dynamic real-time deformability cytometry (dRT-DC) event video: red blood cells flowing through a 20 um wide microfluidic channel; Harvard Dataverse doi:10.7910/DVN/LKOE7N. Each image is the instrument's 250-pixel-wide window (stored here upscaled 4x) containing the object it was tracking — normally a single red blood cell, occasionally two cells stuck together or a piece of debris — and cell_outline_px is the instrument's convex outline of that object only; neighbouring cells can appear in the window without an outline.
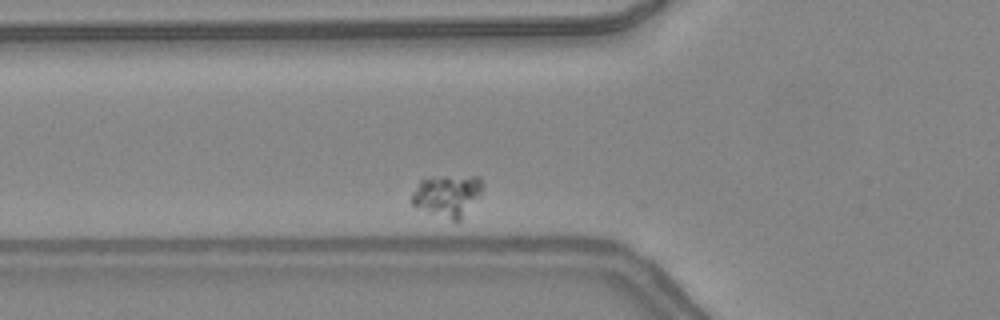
{"species": "common noctule bat (a hibernating species)", "species_latin": "Nyctalus noctula", "temperature_condition": "warm", "stored_images_in_passage": 30, "camera_frame_rate_fps": 3000, "um_per_image_px": 0.085, "animal": {"sex": "female", "body_mass_g": 24.6, "forearm_length_mm": 56.2}, "frame": {"image": 1, "passage_image": 5, "time_ms": 1.333, "image_size_px": [1000, 320], "cell_outline_px": [[484, 184], [480, 196], [460, 220], [452, 220], [412, 204], [412, 192], [420, 180], [432, 176], [480, 176]], "centroid_in_image_um": [38.07, 16.56], "position_along_channel_um": 87.7, "area_um2": 17.11}}
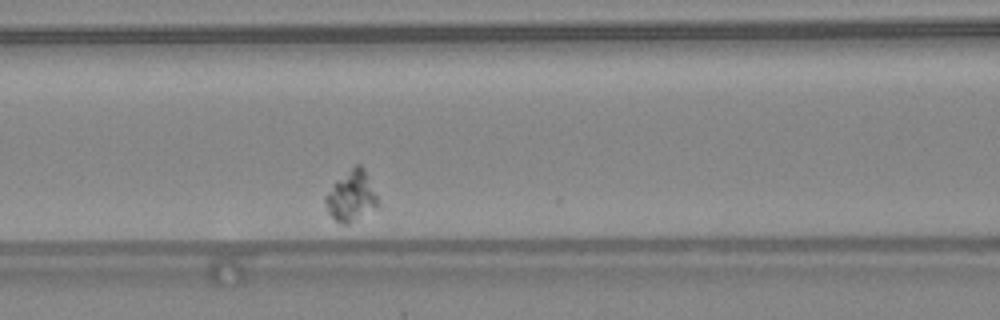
{"frame": {"image": 2, "passage_image": 9, "time_ms": 2.667, "image_size_px": [1000, 320], "cell_outline_px": [[376, 208], [348, 224], [340, 224], [328, 212], [324, 200], [324, 196], [332, 184], [336, 180], [356, 164], [360, 164], [364, 168], [376, 196]], "centroid_in_image_um": [29.81, 16.67], "position_along_channel_um": 136.8, "area_um2": 15.09}}